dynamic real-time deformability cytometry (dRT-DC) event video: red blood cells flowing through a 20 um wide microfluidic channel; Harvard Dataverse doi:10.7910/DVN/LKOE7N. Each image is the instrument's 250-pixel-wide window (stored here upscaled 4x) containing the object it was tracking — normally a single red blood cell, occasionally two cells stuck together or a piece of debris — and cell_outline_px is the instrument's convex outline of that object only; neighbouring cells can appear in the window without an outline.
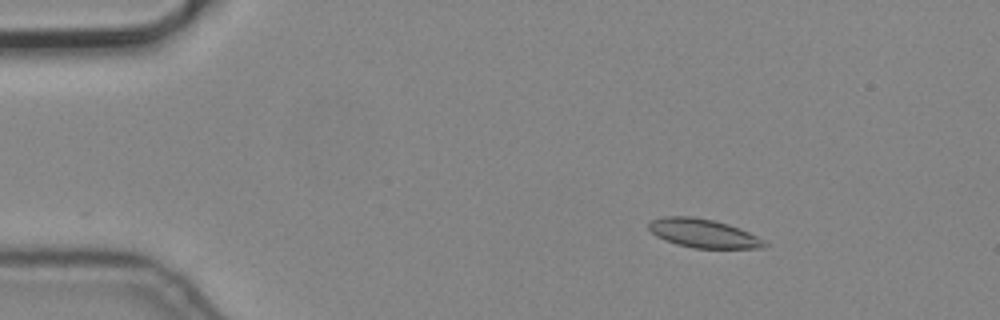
{"species": "common noctule bat (a hibernating species)", "species_latin": "Nyctalus noctula", "temperature_condition": "cold", "stored_images_in_passage": 3, "camera_frame_rate_fps": 3000, "um_per_image_px": 0.085, "animal": {"sex": "male", "body_mass_g": 19.2, "forearm_length_mm": 51.8}, "frame": {"image": 1, "passage_image": 1, "time_ms": 0.0, "image_size_px": [1000, 320], "cell_outline_px": [[768, 244], [764, 248], [692, 248], [676, 244], [664, 240], [656, 236], [648, 228], [648, 224], [652, 220], [664, 216], [692, 216], [712, 220], [728, 224], [740, 228], [764, 240]], "centroid_in_image_um": [59.77, 19.83], "position_along_channel_um": 25.2, "area_um2": 19.36}}